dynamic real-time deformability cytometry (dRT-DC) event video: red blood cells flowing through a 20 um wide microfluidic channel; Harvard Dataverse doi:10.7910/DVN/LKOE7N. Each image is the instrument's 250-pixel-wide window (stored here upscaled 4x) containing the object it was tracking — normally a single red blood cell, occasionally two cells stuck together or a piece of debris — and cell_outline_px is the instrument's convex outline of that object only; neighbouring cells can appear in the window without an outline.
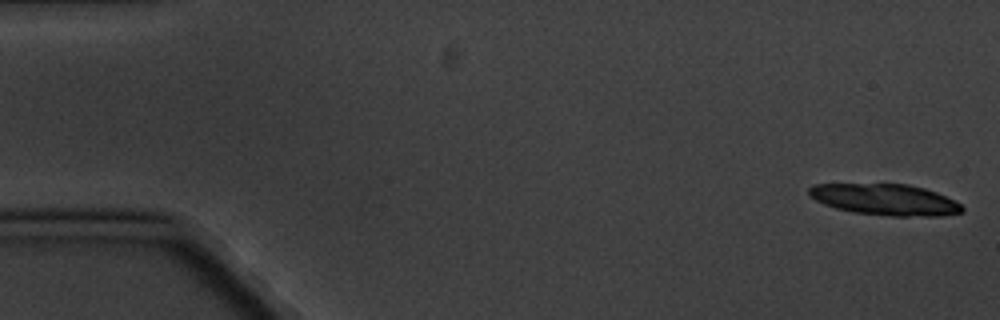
{"species": "common noctule bat (a hibernating species)", "species_latin": "Nyctalus noctula", "temperature_condition": "cold", "stored_images_in_passage": 8, "camera_frame_rate_fps": 3000, "um_per_image_px": 0.085, "animal": {"sex": "male", "body_mass_g": 20.1, "forearm_length_mm": 53.5}, "frame": {"image": 1, "passage_image": 1, "time_ms": 0.0, "image_size_px": [1000, 320], "cell_outline_px": [[964, 212], [940, 216], [892, 216], [852, 212], [836, 208], [824, 204], [816, 200], [808, 192], [808, 188], [812, 184], [908, 184], [924, 188], [936, 192], [960, 204], [964, 208]], "centroid_in_image_um": [75.24, 16.97], "position_along_channel_um": 9.8, "area_um2": 27.74}}
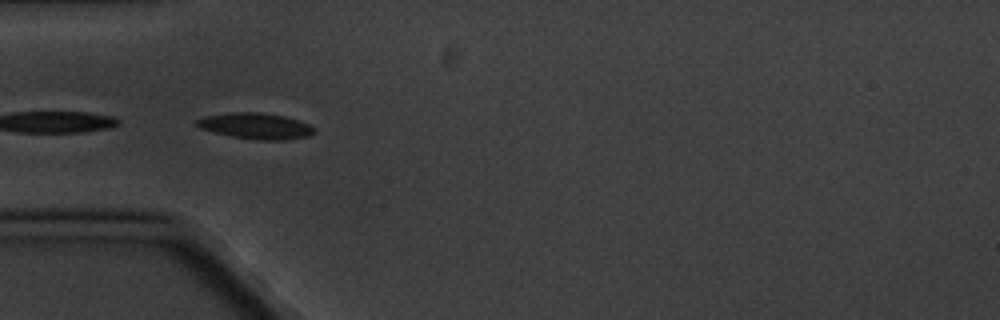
{"frame": {"image": 2, "passage_image": 5, "time_ms": 5.667, "image_size_px": [1000, 320], "cell_outline_px": [[316, 132], [308, 136], [284, 140], [256, 140], [232, 136], [200, 128], [192, 124], [196, 120], [204, 116], [232, 112], [260, 112], [284, 116], [308, 124], [316, 128]], "centroid_in_image_um": [21.72, 10.7], "position_along_channel_um": 63.3, "area_um2": 17.8}}